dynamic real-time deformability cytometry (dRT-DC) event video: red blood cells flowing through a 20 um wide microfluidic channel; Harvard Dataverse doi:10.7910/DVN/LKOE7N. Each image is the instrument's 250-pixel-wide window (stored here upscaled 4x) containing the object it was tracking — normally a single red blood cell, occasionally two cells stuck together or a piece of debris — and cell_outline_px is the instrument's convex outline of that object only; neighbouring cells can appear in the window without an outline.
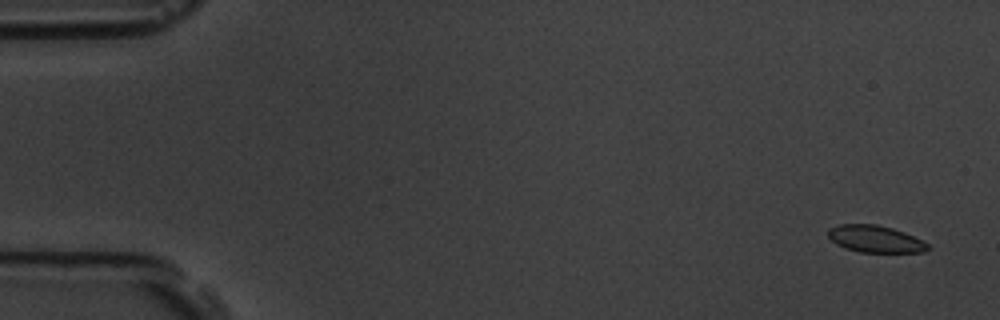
{"species": "common noctule bat (a hibernating species)", "species_latin": "Nyctalus noctula", "temperature_condition": "room temperature", "stored_images_in_passage": 5, "camera_frame_rate_fps": 3000, "um_per_image_px": 0.085, "animal": {"sex": "male", "body_mass_g": 19.5, "forearm_length_mm": 54.6}, "frame": {"image": 1, "passage_image": 1, "time_ms": 0.0, "image_size_px": [1000, 320], "cell_outline_px": [[928, 248], [924, 252], [860, 252], [844, 248], [836, 244], [828, 236], [828, 228], [840, 224], [876, 224], [892, 228], [904, 232], [928, 244]], "centroid_in_image_um": [74.35, 20.31], "position_along_channel_um": 10.7, "area_um2": 15.55}}
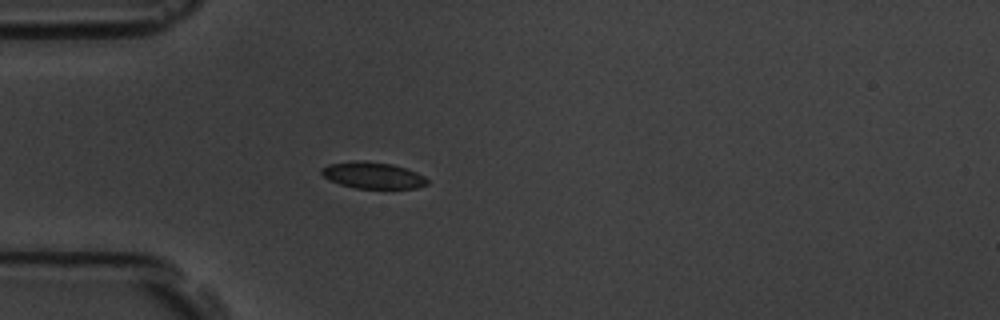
{"frame": {"image": 2, "passage_image": 5, "time_ms": 1.333, "image_size_px": [1000, 320], "cell_outline_px": [[428, 184], [416, 188], [356, 188], [340, 184], [324, 176], [320, 172], [320, 168], [328, 164], [356, 160], [364, 160], [392, 164], [416, 172], [424, 176], [428, 180]], "centroid_in_image_um": [31.68, 14.89], "position_along_channel_um": 53.3, "area_um2": 16.24}}